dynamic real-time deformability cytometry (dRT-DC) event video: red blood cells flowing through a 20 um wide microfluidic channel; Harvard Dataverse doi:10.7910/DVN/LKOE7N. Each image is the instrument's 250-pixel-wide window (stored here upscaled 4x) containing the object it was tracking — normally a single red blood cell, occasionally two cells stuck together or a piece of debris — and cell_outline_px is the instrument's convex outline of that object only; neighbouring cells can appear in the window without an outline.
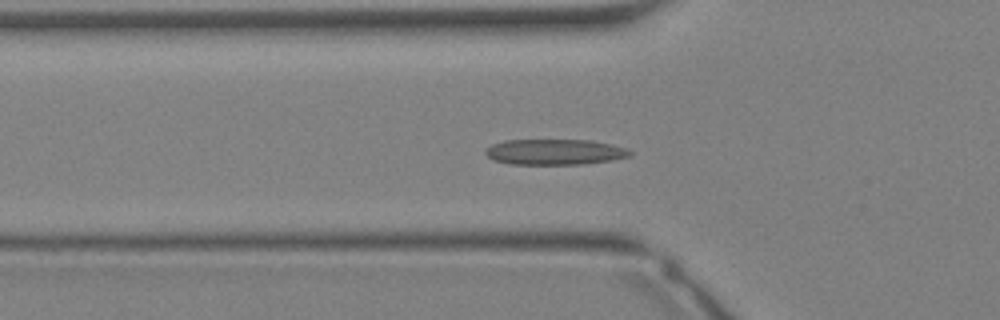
{"species": "Egyptian fruit bat (a non-hibernating species)", "species_latin": "Rousettus aegyptiacus", "temperature_condition": "warm", "stored_images_in_passage": 20, "camera_frame_rate_fps": 3000, "um_per_image_px": 0.085, "animal": {"sex": "female"}, "frame": {"image": 1, "passage_image": 2, "time_ms": 0.333, "image_size_px": [1000, 320], "cell_outline_px": [[632, 156], [612, 160], [580, 164], [508, 164], [492, 160], [484, 152], [492, 144], [504, 140], [592, 140], [612, 144], [628, 148], [632, 152]], "centroid_in_image_um": [47.18, 12.91], "position_along_channel_um": 78.6, "area_um2": 21.73}}
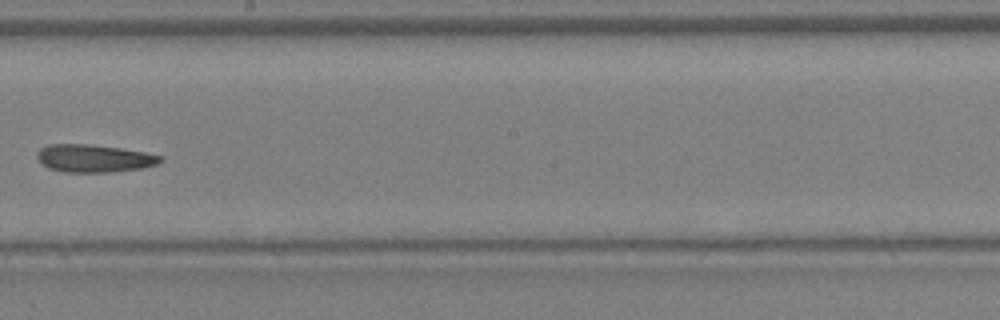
{"frame": {"image": 2, "passage_image": 10, "time_ms": 3.0, "image_size_px": [1000, 320], "cell_outline_px": [[164, 160], [156, 164], [140, 168], [108, 172], [64, 172], [48, 168], [36, 156], [36, 152], [40, 148], [48, 144], [88, 144], [120, 148], [144, 152], [164, 156]], "centroid_in_image_um": [7.98, 13.45], "position_along_channel_um": 240.2, "area_um2": 19.83}}
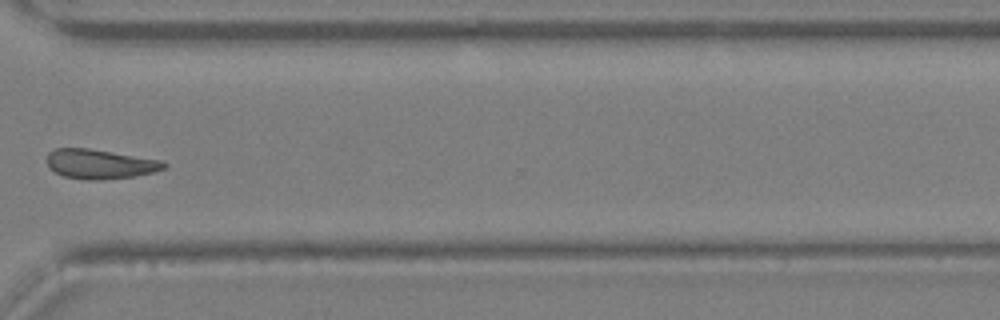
{"frame": {"image": 3, "passage_image": 16, "time_ms": 5.0, "image_size_px": [1000, 320], "cell_outline_px": [[168, 164], [164, 168], [152, 172], [136, 176], [100, 180], [84, 180], [64, 176], [56, 172], [48, 164], [48, 152], [56, 148], [88, 148], [164, 160]], "centroid_in_image_um": [8.54, 13.94], "position_along_channel_um": 362.1, "area_um2": 20.11}}